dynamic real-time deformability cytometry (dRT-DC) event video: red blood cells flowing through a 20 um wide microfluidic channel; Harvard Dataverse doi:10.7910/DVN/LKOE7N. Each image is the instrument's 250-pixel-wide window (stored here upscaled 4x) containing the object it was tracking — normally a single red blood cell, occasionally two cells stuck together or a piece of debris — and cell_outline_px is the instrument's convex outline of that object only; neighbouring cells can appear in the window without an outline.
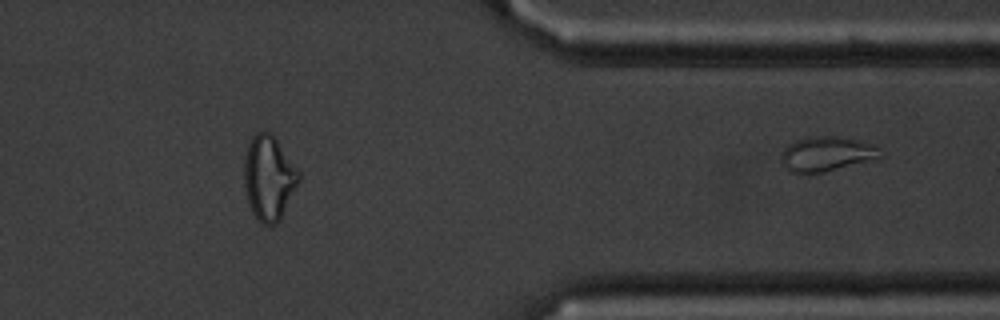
{"species": "common noctule bat (a hibernating species)", "species_latin": "Nyctalus noctula", "temperature_condition": "cold", "stored_images_in_passage": 44, "segment_of_instrument_passage": [2, 2], "camera_frame_rate_fps": 3000, "um_per_image_px": 0.085, "animal": {"sex": "male", "body_mass_g": 20.1, "forearm_length_mm": 53.5}, "frame": {"image": 1, "passage_image": 44, "time_ms": 14.333, "image_size_px": [1000, 320], "cell_outline_px": [[884, 156], [880, 160], [824, 172], [788, 172], [784, 168], [780, 156], [784, 148], [788, 144], [796, 140], [808, 136], [836, 136], [852, 140], [876, 148]], "centroid_in_image_um": [70.24, 13.11], "position_along_channel_um": 341.2, "area_um2": 20.06}}